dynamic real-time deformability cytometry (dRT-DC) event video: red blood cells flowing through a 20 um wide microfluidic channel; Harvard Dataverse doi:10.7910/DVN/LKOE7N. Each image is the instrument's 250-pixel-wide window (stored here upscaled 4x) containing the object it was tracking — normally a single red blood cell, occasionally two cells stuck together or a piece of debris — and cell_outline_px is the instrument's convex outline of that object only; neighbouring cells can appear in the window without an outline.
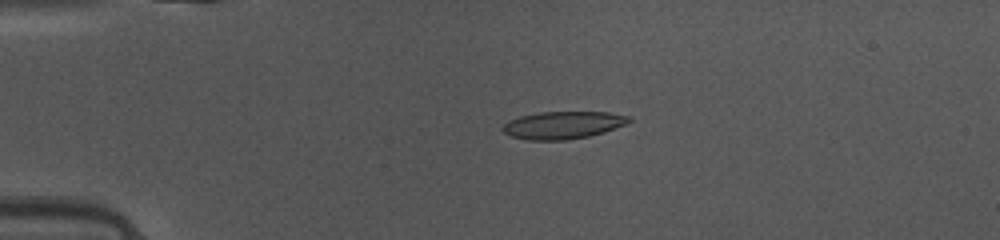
{"species": "common noctule bat (a hibernating species)", "species_latin": "Nyctalus noctula", "temperature_condition": "warm", "stored_images_in_passage": 48, "camera_frame_rate_fps": 3000, "um_per_image_px": 0.085, "animal": {"sex": "female", "body_mass_g": 10.0, "forearm_length_mm": 53.1}, "frame": {"image": 1, "passage_image": 11, "time_ms": 3.333, "image_size_px": [1000, 240], "cell_outline_px": [[632, 120], [628, 124], [604, 132], [588, 136], [564, 140], [528, 140], [512, 136], [504, 132], [500, 128], [508, 120], [520, 116], [540, 112], [608, 112], [632, 116]], "centroid_in_image_um": [47.88, 10.62], "position_along_channel_um": 37.1, "area_um2": 20.35}}
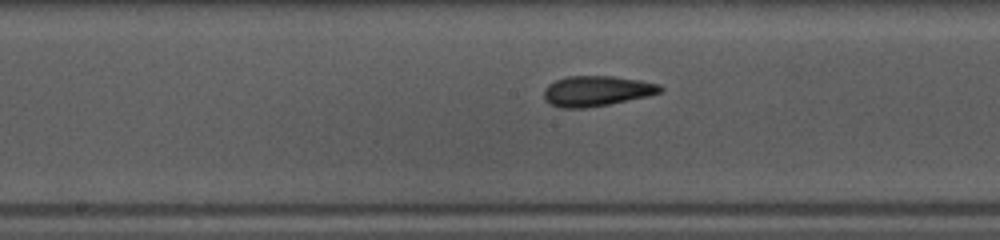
{"frame": {"image": 2, "passage_image": 25, "time_ms": 8.0, "image_size_px": [1000, 240], "cell_outline_px": [[664, 88], [660, 92], [648, 96], [608, 104], [584, 108], [560, 108], [548, 104], [544, 100], [544, 88], [548, 84], [556, 80], [568, 76], [612, 76], [640, 80], [660, 84]], "centroid_in_image_um": [50.68, 7.73], "position_along_channel_um": 197.5, "area_um2": 20.63}}
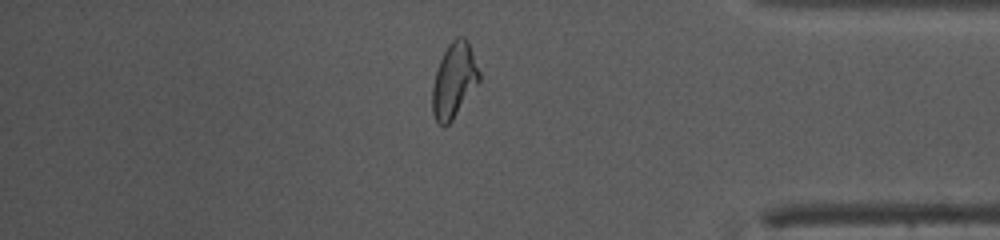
{"frame": {"image": 3, "passage_image": 41, "time_ms": 13.333, "image_size_px": [1000, 240], "cell_outline_px": [[480, 80], [452, 120], [444, 128], [436, 120], [432, 112], [432, 88], [436, 72], [440, 60], [448, 44], [456, 36], [464, 36], [468, 40], [480, 72]], "centroid_in_image_um": [38.59, 6.81], "position_along_channel_um": 396.6, "area_um2": 20.35}, "authors_computed_cell_mechanics": {"area_um2": 20.2589, "velocity_mm_per_s": 4.1352, "shape_relaxation_time_tau1_ms": 5.2504, "shape_relaxation_time_tau2_ms": 1.1543, "deformation_change_tau1": 0.1628, "deformation_change_tau2": 0.0797}}